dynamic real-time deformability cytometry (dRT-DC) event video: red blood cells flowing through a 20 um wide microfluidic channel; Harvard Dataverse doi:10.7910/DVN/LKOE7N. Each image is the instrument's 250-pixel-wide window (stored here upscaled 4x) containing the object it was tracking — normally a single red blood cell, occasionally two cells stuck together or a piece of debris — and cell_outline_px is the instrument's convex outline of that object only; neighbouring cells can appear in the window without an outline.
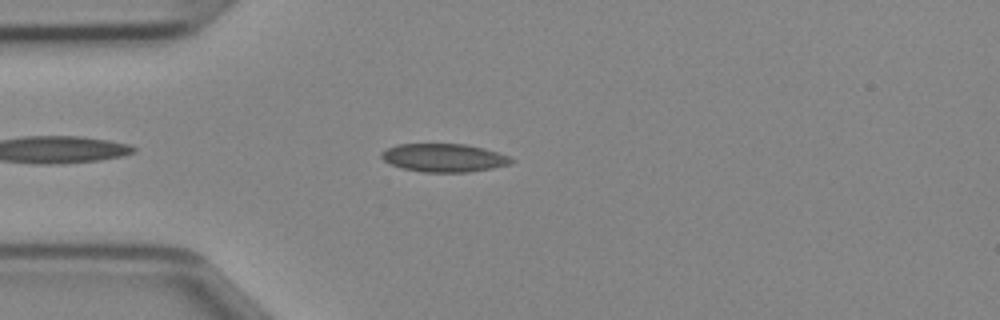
{"species": "Egyptian fruit bat (a non-hibernating species)", "species_latin": "Rousettus aegyptiacus", "temperature_condition": "cold", "stored_images_in_passage": 38, "camera_frame_rate_fps": 3000, "um_per_image_px": 0.085, "animal": {"sex": "female"}, "frame": {"image": 1, "passage_image": 4, "time_ms": 1.0, "image_size_px": [1000, 320], "cell_outline_px": [[516, 160], [508, 164], [492, 168], [468, 172], [424, 172], [404, 168], [392, 164], [384, 160], [380, 156], [380, 152], [396, 144], [464, 144], [484, 148], [508, 156]], "centroid_in_image_um": [37.72, 13.4], "position_along_channel_um": 47.3, "area_um2": 21.15}}
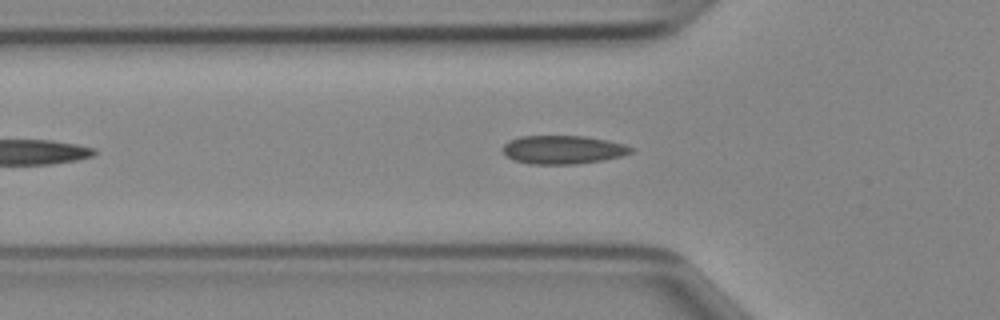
{"frame": {"image": 2, "passage_image": 7, "time_ms": 2.0, "image_size_px": [1000, 320], "cell_outline_px": [[632, 152], [620, 156], [604, 160], [576, 164], [532, 164], [516, 160], [508, 156], [504, 152], [504, 144], [508, 140], [520, 136], [584, 136], [608, 140], [624, 144], [632, 148]], "centroid_in_image_um": [47.86, 12.72], "position_along_channel_um": 77.9, "area_um2": 21.1}}
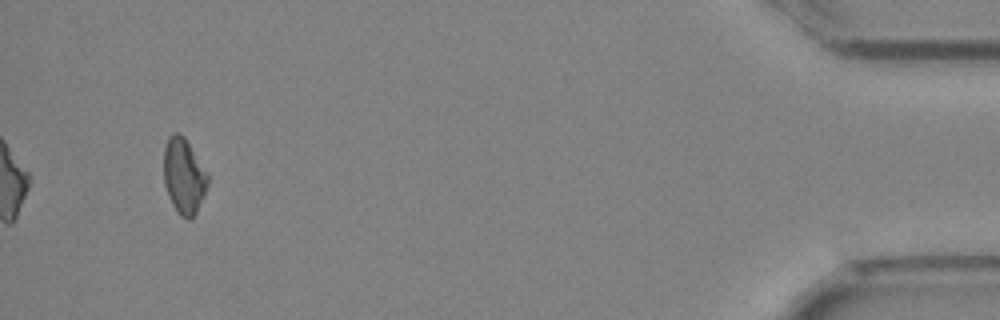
{"frame": {"image": 3, "passage_image": 36, "time_ms": 11.667, "image_size_px": [1000, 320], "cell_outline_px": [[208, 184], [204, 196], [196, 212], [188, 220], [180, 216], [176, 212], [168, 196], [164, 184], [164, 148], [168, 136], [172, 132], [176, 132], [184, 136], [208, 172]], "centroid_in_image_um": [15.62, 14.95], "position_along_channel_um": 419.6, "area_um2": 19.59}}